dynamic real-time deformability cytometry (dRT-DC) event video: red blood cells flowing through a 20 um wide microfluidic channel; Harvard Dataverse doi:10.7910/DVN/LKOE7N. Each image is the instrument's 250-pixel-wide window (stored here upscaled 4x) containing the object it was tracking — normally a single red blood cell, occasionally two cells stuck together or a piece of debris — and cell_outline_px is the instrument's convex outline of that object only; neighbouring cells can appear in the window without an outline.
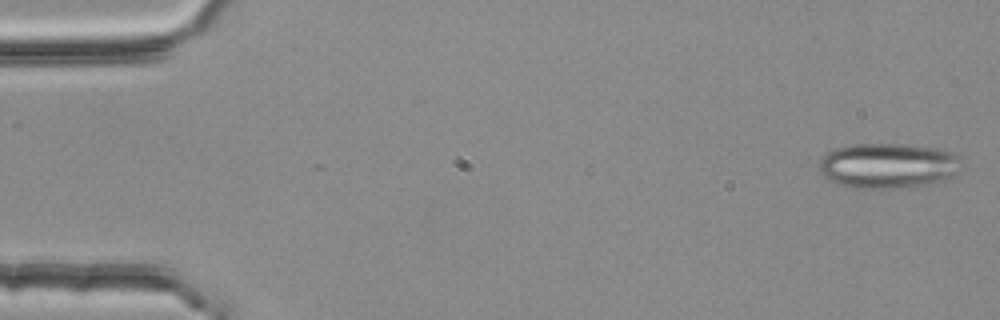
{"species": "common noctule bat (a hibernating species)", "species_latin": "Nyctalus noctula", "temperature_condition": "room temperature", "stored_images_in_passage": 4, "camera_frame_rate_fps": 3000, "um_per_image_px": 0.085, "animal": {"sex": "female", "body_mass_g": 25.1}, "frame": {"image": 1, "passage_image": 1, "time_ms": 0.0, "image_size_px": [1000, 320], "cell_outline_px": [[964, 164], [952, 176], [928, 184], [892, 188], [856, 188], [840, 184], [828, 180], [820, 172], [820, 160], [828, 152], [836, 148], [852, 144], [908, 144], [936, 148], [952, 152], [960, 156]], "centroid_in_image_um": [75.51, 14.06], "position_along_channel_um": 9.5, "area_um2": 37.45}}